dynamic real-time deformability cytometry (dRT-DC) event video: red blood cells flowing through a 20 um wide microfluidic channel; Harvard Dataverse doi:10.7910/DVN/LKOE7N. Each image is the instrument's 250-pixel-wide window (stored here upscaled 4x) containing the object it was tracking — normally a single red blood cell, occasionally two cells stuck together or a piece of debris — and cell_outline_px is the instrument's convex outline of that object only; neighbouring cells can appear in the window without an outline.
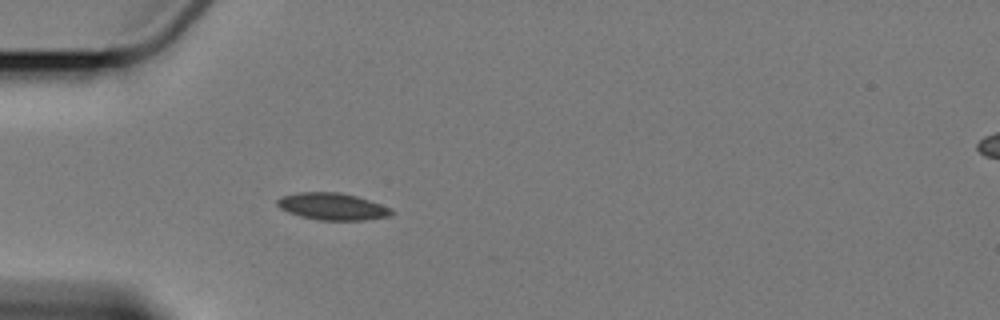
{"species": "Egyptian fruit bat (a non-hibernating species)", "species_latin": "Rousettus aegyptiacus", "temperature_condition": "cold", "stored_images_in_passage": 2, "segment_of_instrument_passage": [1, 2], "camera_frame_rate_fps": 3000, "um_per_image_px": 0.085, "animal": {"sex": "female"}, "frame": {"image": 1, "passage_image": 1, "time_ms": 0.0, "image_size_px": [1000, 320], "cell_outline_px": [[396, 212], [388, 216], [364, 220], [320, 220], [300, 216], [288, 212], [280, 208], [276, 204], [276, 200], [280, 196], [296, 192], [340, 192], [356, 196], [392, 208]], "centroid_in_image_um": [28.23, 17.54], "position_along_channel_um": 56.8, "area_um2": 18.03}}